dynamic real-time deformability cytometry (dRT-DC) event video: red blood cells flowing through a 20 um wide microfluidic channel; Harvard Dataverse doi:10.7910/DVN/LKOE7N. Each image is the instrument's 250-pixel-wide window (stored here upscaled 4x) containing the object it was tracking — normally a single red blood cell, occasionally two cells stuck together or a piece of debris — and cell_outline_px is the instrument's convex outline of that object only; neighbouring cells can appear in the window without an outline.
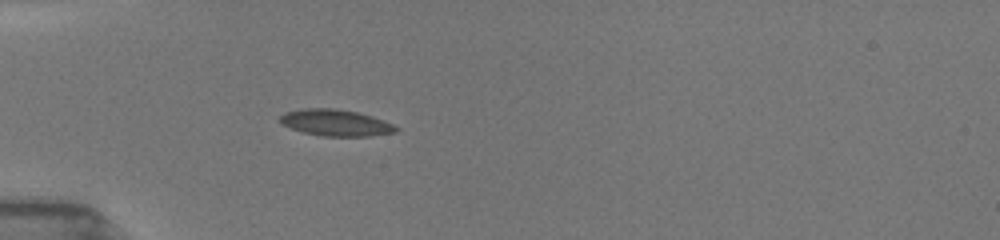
{"species": "common noctule bat (a hibernating species)", "species_latin": "Nyctalus noctula", "temperature_condition": "room temperature", "stored_images_in_passage": 37, "camera_frame_rate_fps": 3000, "um_per_image_px": 0.085, "animal": {"sex": "female", "body_mass_g": 19.5, "forearm_length_mm": 54.1}, "frame": {"image": 1, "passage_image": 1, "time_ms": 0.0, "image_size_px": [1000, 240], "cell_outline_px": [[400, 128], [396, 132], [368, 136], [320, 136], [304, 132], [280, 124], [280, 116], [284, 112], [304, 108], [336, 108], [356, 112], [372, 116], [392, 124]], "centroid_in_image_um": [28.51, 10.43], "position_along_channel_um": 56.5, "area_um2": 17.86}}
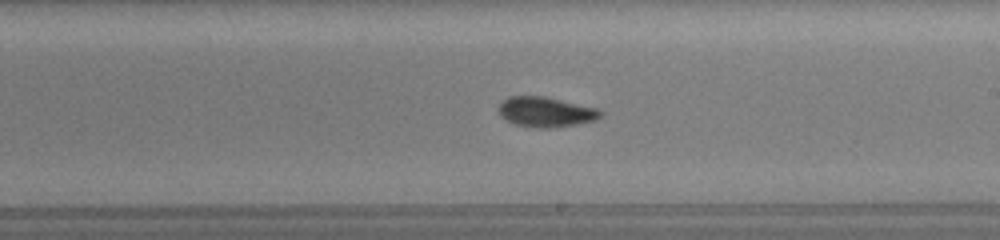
{"frame": {"image": 2, "passage_image": 16, "time_ms": 5.0, "image_size_px": [1000, 240], "cell_outline_px": [[604, 112], [596, 120], [580, 124], [548, 128], [536, 128], [516, 124], [500, 116], [496, 108], [508, 96], [544, 96], [600, 108]], "centroid_in_image_um": [46.42, 9.51], "position_along_channel_um": 242.6, "area_um2": 18.09}}
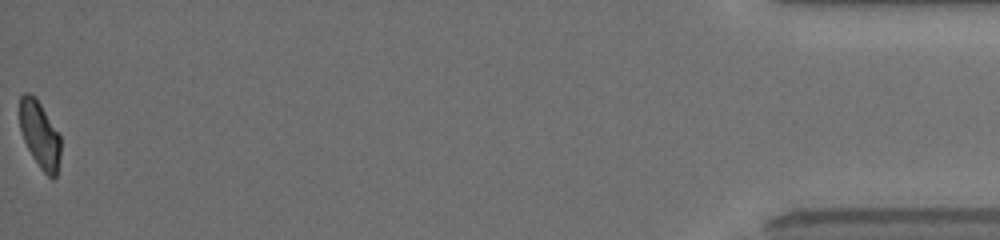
{"frame": {"image": 3, "passage_image": 37, "time_ms": 12.0, "image_size_px": [1000, 240], "cell_outline_px": [[60, 156], [56, 176], [52, 180], [40, 168], [32, 156], [24, 140], [20, 128], [20, 96], [24, 92], [28, 92], [36, 96], [60, 136]], "centroid_in_image_um": [3.38, 11.43], "position_along_channel_um": 431.8, "area_um2": 15.9}, "authors_computed_cell_mechanics": {"area_um2": 17.1666, "velocity_mm_per_s": 3.9609, "shape_relaxation_time_tau1_ms": 5.8883, "shape_relaxation_time_tau2_ms": 2.6256, "deformation_change_tau1": 0.175, "deformation_change_tau2": 0.0587}}